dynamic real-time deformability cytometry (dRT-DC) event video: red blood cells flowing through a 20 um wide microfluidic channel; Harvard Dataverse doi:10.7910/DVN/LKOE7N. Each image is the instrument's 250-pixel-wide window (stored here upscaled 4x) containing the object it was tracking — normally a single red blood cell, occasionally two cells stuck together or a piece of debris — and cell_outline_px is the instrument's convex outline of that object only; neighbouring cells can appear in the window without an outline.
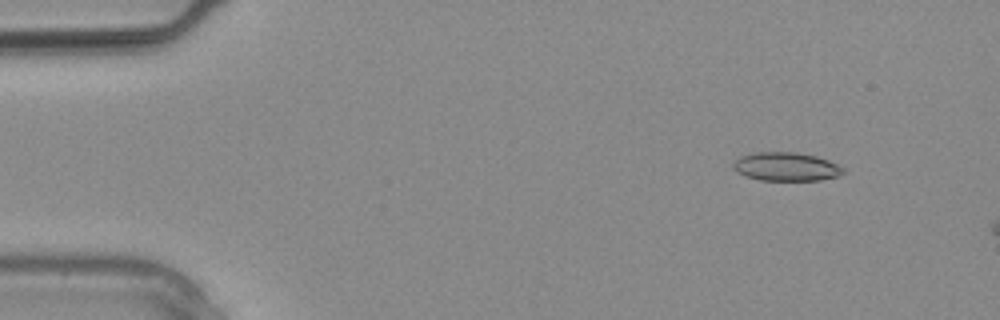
{"species": "common noctule bat (a hibernating species)", "species_latin": "Nyctalus noctula", "temperature_condition": "warm", "stored_images_in_passage": 2, "camera_frame_rate_fps": 3000, "um_per_image_px": 0.085, "animal": {"sex": "male", "body_mass_g": 20.4}, "frame": {"image": 1, "passage_image": 1, "time_ms": 0.0, "image_size_px": [1000, 320], "cell_outline_px": [[844, 172], [836, 176], [820, 180], [760, 180], [744, 176], [736, 172], [732, 168], [732, 164], [740, 156], [756, 152], [796, 152], [816, 156], [828, 160], [844, 168]], "centroid_in_image_um": [66.77, 14.16], "position_along_channel_um": 18.2, "area_um2": 18.32}}